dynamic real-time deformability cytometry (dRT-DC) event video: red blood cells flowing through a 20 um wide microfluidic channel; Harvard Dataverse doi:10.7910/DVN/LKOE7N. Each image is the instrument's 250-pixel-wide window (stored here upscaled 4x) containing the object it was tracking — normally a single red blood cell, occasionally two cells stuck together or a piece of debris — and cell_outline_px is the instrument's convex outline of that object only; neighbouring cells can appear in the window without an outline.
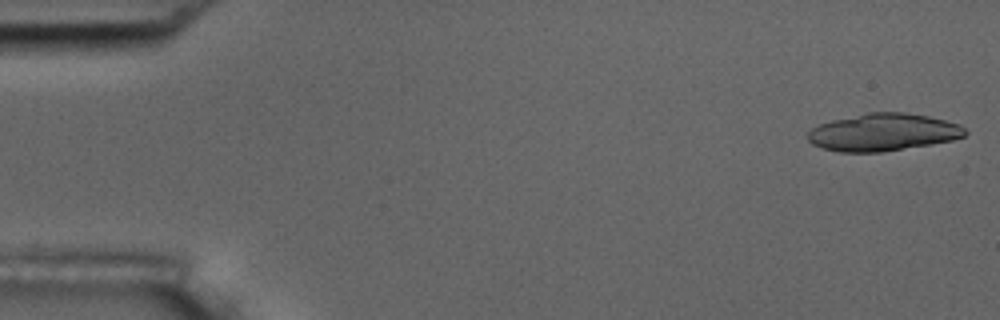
{"species": "common noctule bat (a hibernating species)", "species_latin": "Nyctalus noctula", "temperature_condition": "room temperature", "stored_images_in_passage": 14, "camera_frame_rate_fps": 3000, "um_per_image_px": 0.085, "animal": {"sex": "male", "body_mass_g": 17.5, "forearm_length_mm": 52.3}, "frame": {"image": 1, "passage_image": 1, "time_ms": 0.0, "image_size_px": [1000, 320], "cell_outline_px": [[968, 132], [964, 136], [952, 140], [880, 152], [840, 152], [824, 148], [812, 144], [808, 140], [808, 132], [812, 128], [820, 124], [832, 120], [868, 112], [904, 112], [928, 116], [960, 124]], "centroid_in_image_um": [75.06, 11.23], "position_along_channel_um": 9.9, "area_um2": 33.99}}